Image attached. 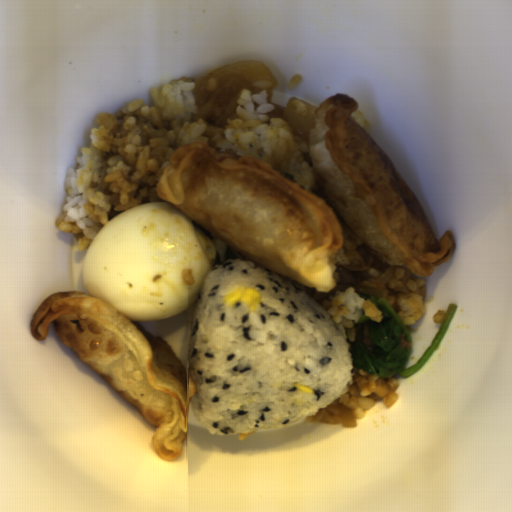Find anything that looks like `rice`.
<instances>
[{
  "label": "rice",
  "instance_id": "rice-2",
  "mask_svg": "<svg viewBox=\"0 0 512 512\" xmlns=\"http://www.w3.org/2000/svg\"><path fill=\"white\" fill-rule=\"evenodd\" d=\"M179 78L155 86L154 105L138 99L118 113H98L90 145L75 156L64 177V200L55 221L72 233L80 251H88L98 231L117 215L139 205L167 202L157 183L176 149L188 143L210 144L219 154L264 160L310 192L319 180L306 162L310 144L296 137L281 117L270 118L272 83H253L255 93L241 89L237 118L226 128L198 119L197 82ZM169 203V202H168Z\"/></svg>",
  "mask_w": 512,
  "mask_h": 512
},
{
  "label": "rice",
  "instance_id": "rice-7",
  "mask_svg": "<svg viewBox=\"0 0 512 512\" xmlns=\"http://www.w3.org/2000/svg\"><path fill=\"white\" fill-rule=\"evenodd\" d=\"M352 116H353L354 120L356 122H358L365 129V131L370 135V126H369L368 121L364 118V116L357 110L355 112H353Z\"/></svg>",
  "mask_w": 512,
  "mask_h": 512
},
{
  "label": "rice",
  "instance_id": "rice-6",
  "mask_svg": "<svg viewBox=\"0 0 512 512\" xmlns=\"http://www.w3.org/2000/svg\"><path fill=\"white\" fill-rule=\"evenodd\" d=\"M198 227L200 228V230L203 233V235L213 245V247H214V249L216 251L213 268L223 264L226 261H243V262L259 264V263H256V262L252 261V260L247 259L243 255H241L239 252H237L235 249L230 247L228 244H226L225 242H223L222 240H220L216 236L212 235L211 233H209L208 231H206L205 229H203L199 225H198Z\"/></svg>",
  "mask_w": 512,
  "mask_h": 512
},
{
  "label": "rice",
  "instance_id": "rice-3",
  "mask_svg": "<svg viewBox=\"0 0 512 512\" xmlns=\"http://www.w3.org/2000/svg\"><path fill=\"white\" fill-rule=\"evenodd\" d=\"M295 283L325 311L344 341H354L355 326L361 316L378 323L383 319L382 312L371 301L362 298L357 288L341 291L334 287L331 292H318L296 280Z\"/></svg>",
  "mask_w": 512,
  "mask_h": 512
},
{
  "label": "rice",
  "instance_id": "rice-1",
  "mask_svg": "<svg viewBox=\"0 0 512 512\" xmlns=\"http://www.w3.org/2000/svg\"><path fill=\"white\" fill-rule=\"evenodd\" d=\"M241 285L262 295L255 312L224 304ZM187 359L196 385L190 409L214 436L301 422L341 396L353 377L340 330L296 280L238 260L208 269L192 308Z\"/></svg>",
  "mask_w": 512,
  "mask_h": 512
},
{
  "label": "rice",
  "instance_id": "rice-4",
  "mask_svg": "<svg viewBox=\"0 0 512 512\" xmlns=\"http://www.w3.org/2000/svg\"><path fill=\"white\" fill-rule=\"evenodd\" d=\"M398 385L397 376L379 377L352 367L350 385L337 399L352 410L355 419H362L364 413L377 403H382L387 409L393 407L399 398L396 393Z\"/></svg>",
  "mask_w": 512,
  "mask_h": 512
},
{
  "label": "rice",
  "instance_id": "rice-5",
  "mask_svg": "<svg viewBox=\"0 0 512 512\" xmlns=\"http://www.w3.org/2000/svg\"><path fill=\"white\" fill-rule=\"evenodd\" d=\"M406 285L411 293L398 294L396 301L399 311L396 313L405 327L409 328L417 325L424 315L427 285L425 277H419L413 273L409 275Z\"/></svg>",
  "mask_w": 512,
  "mask_h": 512
}]
</instances>
